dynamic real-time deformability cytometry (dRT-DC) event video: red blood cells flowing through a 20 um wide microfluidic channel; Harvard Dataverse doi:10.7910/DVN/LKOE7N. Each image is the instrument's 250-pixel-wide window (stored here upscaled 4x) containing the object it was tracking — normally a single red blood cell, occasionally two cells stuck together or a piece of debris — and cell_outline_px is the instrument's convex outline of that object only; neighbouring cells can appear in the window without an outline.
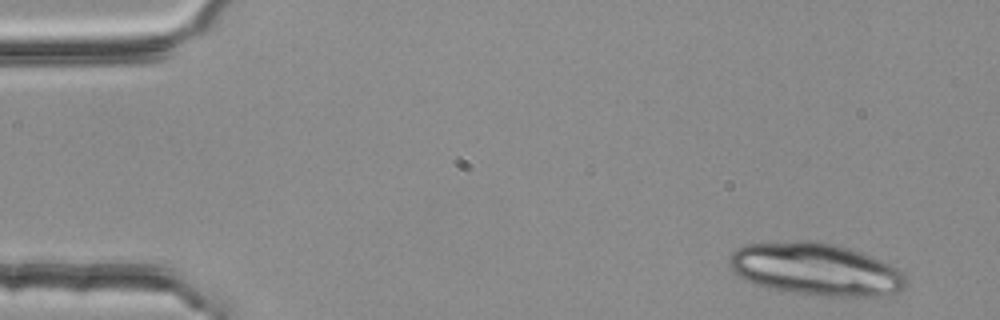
{"species": "common noctule bat (a hibernating species)", "species_latin": "Nyctalus noctula", "temperature_condition": "room temperature", "stored_images_in_passage": 2, "camera_frame_rate_fps": 3000, "um_per_image_px": 0.085, "animal": {"sex": "female", "body_mass_g": 25.1}, "frame": {"image": 1, "passage_image": 2, "time_ms": 0.333, "image_size_px": [1000, 320], "cell_outline_px": [[908, 284], [900, 292], [888, 296], [824, 296], [768, 288], [756, 284], [740, 276], [728, 264], [728, 256], [736, 248], [744, 244], [800, 240], [816, 240], [836, 244], [860, 252], [880, 260], [904, 272], [908, 276]], "centroid_in_image_um": [69.38, 22.88], "position_along_channel_um": 15.6, "area_um2": 54.27}}